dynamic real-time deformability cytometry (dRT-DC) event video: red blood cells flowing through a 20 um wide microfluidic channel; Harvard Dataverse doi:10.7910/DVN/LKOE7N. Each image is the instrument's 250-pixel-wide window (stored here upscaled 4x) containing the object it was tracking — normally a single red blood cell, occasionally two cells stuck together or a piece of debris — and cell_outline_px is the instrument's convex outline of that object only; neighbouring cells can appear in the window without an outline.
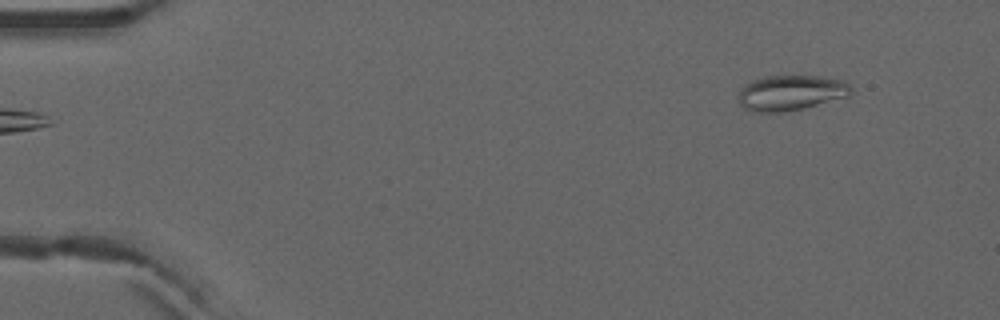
{"species": "common noctule bat (a hibernating species)", "species_latin": "Nyctalus noctula", "temperature_condition": "warm", "stored_images_in_passage": 4, "camera_frame_rate_fps": 3000, "um_per_image_px": 0.085, "animal": {"sex": "male", "forearm_length_mm": 52.5}, "frame": {"image": 1, "passage_image": 4, "time_ms": 1.0, "image_size_px": [1000, 320], "cell_outline_px": [[852, 92], [848, 96], [804, 108], [788, 112], [752, 112], [744, 108], [740, 104], [736, 96], [744, 84], [752, 80], [768, 76], [820, 76], [844, 80], [852, 88]], "centroid_in_image_um": [67.19, 7.89], "position_along_channel_um": 17.8, "area_um2": 23.41}}